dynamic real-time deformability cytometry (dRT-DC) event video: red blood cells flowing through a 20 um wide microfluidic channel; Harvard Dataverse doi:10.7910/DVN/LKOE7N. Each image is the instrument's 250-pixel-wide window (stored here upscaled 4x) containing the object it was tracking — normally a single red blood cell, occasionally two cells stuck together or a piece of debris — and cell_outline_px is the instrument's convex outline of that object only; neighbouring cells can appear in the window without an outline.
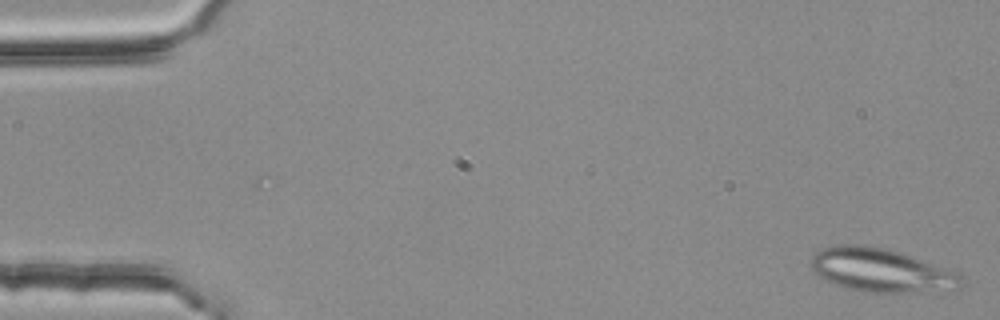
{"species": "common noctule bat (a hibernating species)", "species_latin": "Nyctalus noctula", "temperature_condition": "room temperature", "stored_images_in_passage": 4, "camera_frame_rate_fps": 3000, "um_per_image_px": 0.085, "animal": {"sex": "female", "body_mass_g": 25.1}, "frame": {"image": 1, "passage_image": 1, "time_ms": 0.0, "image_size_px": [1000, 320], "cell_outline_px": [[964, 284], [960, 288], [936, 296], [868, 292], [848, 288], [824, 280], [812, 268], [812, 256], [816, 252], [824, 248], [836, 244], [860, 244], [888, 248], [960, 272], [964, 280]], "centroid_in_image_um": [75.1, 23.03], "position_along_channel_um": 9.9, "area_um2": 39.82}}